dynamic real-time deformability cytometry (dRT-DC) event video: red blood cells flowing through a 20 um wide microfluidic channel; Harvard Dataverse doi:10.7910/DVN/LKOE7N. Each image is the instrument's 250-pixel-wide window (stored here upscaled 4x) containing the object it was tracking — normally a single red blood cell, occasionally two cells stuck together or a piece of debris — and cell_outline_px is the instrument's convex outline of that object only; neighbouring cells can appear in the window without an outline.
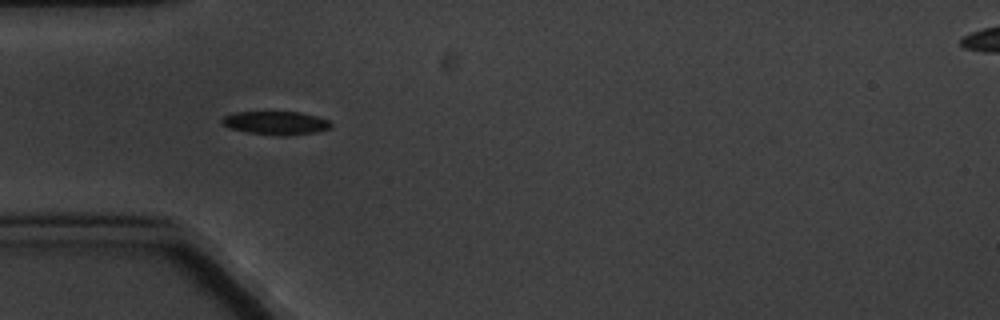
{"species": "common noctule bat (a hibernating species)", "species_latin": "Nyctalus noctula", "temperature_condition": "cold", "stored_images_in_passage": 6, "camera_frame_rate_fps": 3000, "um_per_image_px": 0.085, "animal": {"sex": "male", "body_mass_g": 20.1, "forearm_length_mm": 53.5}, "frame": {"image": 1, "passage_image": 4, "time_ms": 3.333, "image_size_px": [1000, 320], "cell_outline_px": [[332, 124], [328, 128], [316, 132], [248, 132], [228, 128], [220, 120], [224, 116], [236, 112], [300, 112], [316, 116], [328, 120]], "centroid_in_image_um": [23.39, 10.38], "position_along_channel_um": 61.6, "area_um2": 13.7}}
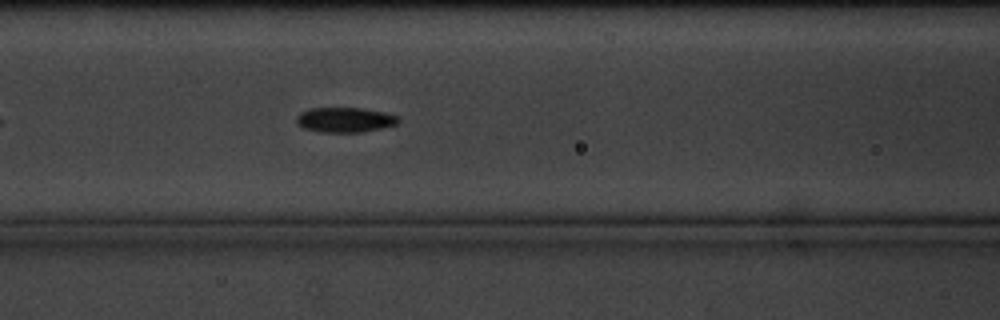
{"frame": {"image": 2, "passage_image": 6, "time_ms": 5.667, "image_size_px": [1000, 320], "cell_outline_px": [[400, 120], [396, 124], [380, 128], [360, 132], [320, 132], [304, 128], [296, 124], [296, 116], [300, 112], [308, 108], [360, 108], [384, 112], [396, 116]], "centroid_in_image_um": [29.25, 10.18], "position_along_channel_um": 137.3, "area_um2": 14.74}}